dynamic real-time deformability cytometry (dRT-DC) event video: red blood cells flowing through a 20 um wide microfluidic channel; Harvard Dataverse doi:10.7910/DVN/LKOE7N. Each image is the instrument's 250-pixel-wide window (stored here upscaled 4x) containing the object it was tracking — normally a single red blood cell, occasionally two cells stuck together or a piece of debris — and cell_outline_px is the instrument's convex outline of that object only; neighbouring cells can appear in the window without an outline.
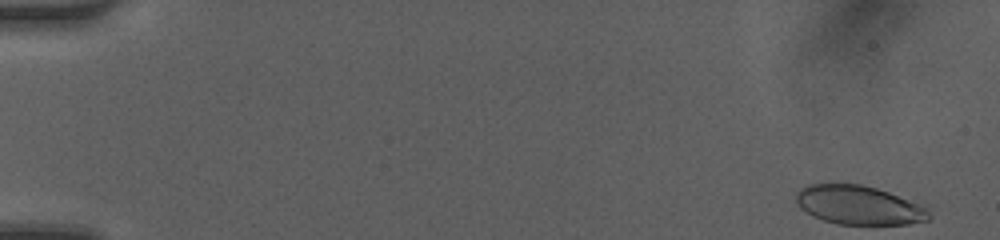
{"species": "human", "species_latin": "Homo sapiens", "temperature_condition": "room temperature", "stored_images_in_passage": 28, "camera_frame_rate_fps": 3000, "um_per_image_px": 0.085, "donor": {"sex": "female"}, "frame": {"image": 1, "passage_image": 1, "time_ms": 0.0, "image_size_px": [1000, 240], "cell_outline_px": [[932, 216], [928, 220], [908, 224], [840, 224], [824, 220], [812, 216], [800, 208], [796, 200], [796, 192], [800, 188], [808, 184], [860, 184], [876, 188], [888, 192], [928, 208]], "centroid_in_image_um": [72.98, 17.44], "position_along_channel_um": 12.0, "area_um2": 30.0}}
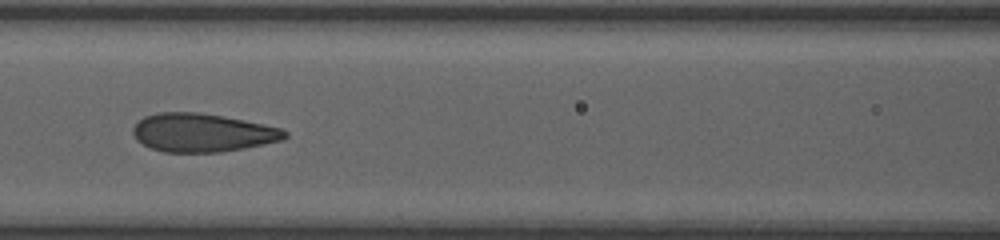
{"frame": {"image": 2, "passage_image": 19, "time_ms": 6.0, "image_size_px": [1000, 240], "cell_outline_px": [[288, 136], [284, 140], [244, 148], [220, 152], [164, 152], [152, 148], [136, 140], [132, 132], [132, 128], [144, 116], [160, 112], [196, 112], [224, 116], [244, 120], [280, 128], [288, 132]], "centroid_in_image_um": [17.21, 11.28], "position_along_channel_um": 149.4, "area_um2": 33.93}}
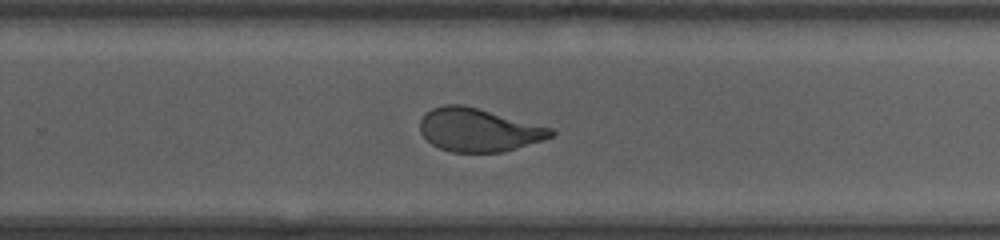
{"frame": {"image": 3, "passage_image": 28, "time_ms": 9.0, "image_size_px": [1000, 240], "cell_outline_px": [[556, 132], [552, 136], [504, 152], [452, 152], [440, 148], [432, 144], [420, 132], [420, 120], [424, 112], [432, 108], [444, 104], [464, 104], [552, 128]], "centroid_in_image_um": [40.64, 11.03], "position_along_channel_um": 289.2, "area_um2": 32.89}}